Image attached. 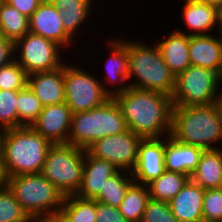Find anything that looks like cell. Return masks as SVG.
<instances>
[{
    "instance_id": "obj_1",
    "label": "cell",
    "mask_w": 222,
    "mask_h": 222,
    "mask_svg": "<svg viewBox=\"0 0 222 222\" xmlns=\"http://www.w3.org/2000/svg\"><path fill=\"white\" fill-rule=\"evenodd\" d=\"M114 99L122 110L127 128L135 134L142 138L170 135L173 108L171 96L128 87Z\"/></svg>"
},
{
    "instance_id": "obj_2",
    "label": "cell",
    "mask_w": 222,
    "mask_h": 222,
    "mask_svg": "<svg viewBox=\"0 0 222 222\" xmlns=\"http://www.w3.org/2000/svg\"><path fill=\"white\" fill-rule=\"evenodd\" d=\"M125 38L119 39L127 46L128 86L171 96L176 76L166 65L157 45Z\"/></svg>"
},
{
    "instance_id": "obj_3",
    "label": "cell",
    "mask_w": 222,
    "mask_h": 222,
    "mask_svg": "<svg viewBox=\"0 0 222 222\" xmlns=\"http://www.w3.org/2000/svg\"><path fill=\"white\" fill-rule=\"evenodd\" d=\"M175 141L204 150L222 145V114L216 104L173 107L170 135Z\"/></svg>"
},
{
    "instance_id": "obj_4",
    "label": "cell",
    "mask_w": 222,
    "mask_h": 222,
    "mask_svg": "<svg viewBox=\"0 0 222 222\" xmlns=\"http://www.w3.org/2000/svg\"><path fill=\"white\" fill-rule=\"evenodd\" d=\"M51 145L31 126L6 129L1 156L7 176L41 172Z\"/></svg>"
},
{
    "instance_id": "obj_5",
    "label": "cell",
    "mask_w": 222,
    "mask_h": 222,
    "mask_svg": "<svg viewBox=\"0 0 222 222\" xmlns=\"http://www.w3.org/2000/svg\"><path fill=\"white\" fill-rule=\"evenodd\" d=\"M8 189L33 222H54L64 195L40 172L8 177Z\"/></svg>"
},
{
    "instance_id": "obj_6",
    "label": "cell",
    "mask_w": 222,
    "mask_h": 222,
    "mask_svg": "<svg viewBox=\"0 0 222 222\" xmlns=\"http://www.w3.org/2000/svg\"><path fill=\"white\" fill-rule=\"evenodd\" d=\"M127 129L119 104L110 98L98 108L72 114L68 144L86 150L96 140Z\"/></svg>"
},
{
    "instance_id": "obj_7",
    "label": "cell",
    "mask_w": 222,
    "mask_h": 222,
    "mask_svg": "<svg viewBox=\"0 0 222 222\" xmlns=\"http://www.w3.org/2000/svg\"><path fill=\"white\" fill-rule=\"evenodd\" d=\"M85 149L72 144H52L41 174L64 196L76 195L82 184Z\"/></svg>"
},
{
    "instance_id": "obj_8",
    "label": "cell",
    "mask_w": 222,
    "mask_h": 222,
    "mask_svg": "<svg viewBox=\"0 0 222 222\" xmlns=\"http://www.w3.org/2000/svg\"><path fill=\"white\" fill-rule=\"evenodd\" d=\"M220 75L211 69L189 66L178 73L171 95L173 107L207 106L216 103Z\"/></svg>"
},
{
    "instance_id": "obj_9",
    "label": "cell",
    "mask_w": 222,
    "mask_h": 222,
    "mask_svg": "<svg viewBox=\"0 0 222 222\" xmlns=\"http://www.w3.org/2000/svg\"><path fill=\"white\" fill-rule=\"evenodd\" d=\"M67 60L64 62L65 103L72 113L85 112L105 104L110 96L98 77Z\"/></svg>"
},
{
    "instance_id": "obj_10",
    "label": "cell",
    "mask_w": 222,
    "mask_h": 222,
    "mask_svg": "<svg viewBox=\"0 0 222 222\" xmlns=\"http://www.w3.org/2000/svg\"><path fill=\"white\" fill-rule=\"evenodd\" d=\"M64 53L55 42L30 31L14 43V60L28 75L61 67Z\"/></svg>"
},
{
    "instance_id": "obj_11",
    "label": "cell",
    "mask_w": 222,
    "mask_h": 222,
    "mask_svg": "<svg viewBox=\"0 0 222 222\" xmlns=\"http://www.w3.org/2000/svg\"><path fill=\"white\" fill-rule=\"evenodd\" d=\"M142 137L127 129L93 142L86 151L98 159L113 163L119 170L132 172L138 158V146Z\"/></svg>"
},
{
    "instance_id": "obj_12",
    "label": "cell",
    "mask_w": 222,
    "mask_h": 222,
    "mask_svg": "<svg viewBox=\"0 0 222 222\" xmlns=\"http://www.w3.org/2000/svg\"><path fill=\"white\" fill-rule=\"evenodd\" d=\"M116 37L119 36L106 38L107 42L105 41V46L110 50L107 52L108 54L110 52V54L106 57L105 65L103 66L105 68V76L102 74V79L105 81L100 80L104 91L110 96V98H114L129 87L127 46Z\"/></svg>"
},
{
    "instance_id": "obj_13",
    "label": "cell",
    "mask_w": 222,
    "mask_h": 222,
    "mask_svg": "<svg viewBox=\"0 0 222 222\" xmlns=\"http://www.w3.org/2000/svg\"><path fill=\"white\" fill-rule=\"evenodd\" d=\"M29 31L55 42L65 52L70 48L72 50L77 44L64 30L60 11L51 1L43 0L30 16Z\"/></svg>"
},
{
    "instance_id": "obj_14",
    "label": "cell",
    "mask_w": 222,
    "mask_h": 222,
    "mask_svg": "<svg viewBox=\"0 0 222 222\" xmlns=\"http://www.w3.org/2000/svg\"><path fill=\"white\" fill-rule=\"evenodd\" d=\"M164 151L165 137L142 138L137 163L132 171L135 183L147 185L164 173Z\"/></svg>"
},
{
    "instance_id": "obj_15",
    "label": "cell",
    "mask_w": 222,
    "mask_h": 222,
    "mask_svg": "<svg viewBox=\"0 0 222 222\" xmlns=\"http://www.w3.org/2000/svg\"><path fill=\"white\" fill-rule=\"evenodd\" d=\"M72 114L65 102L43 106L31 127L51 144L68 143Z\"/></svg>"
},
{
    "instance_id": "obj_16",
    "label": "cell",
    "mask_w": 222,
    "mask_h": 222,
    "mask_svg": "<svg viewBox=\"0 0 222 222\" xmlns=\"http://www.w3.org/2000/svg\"><path fill=\"white\" fill-rule=\"evenodd\" d=\"M184 3L182 8L181 17L184 20L182 28L175 29L179 32L191 35H208L213 31L219 32V17L218 8L210 4L201 3L196 0H181ZM189 29V32H188ZM187 32V33H186Z\"/></svg>"
},
{
    "instance_id": "obj_17",
    "label": "cell",
    "mask_w": 222,
    "mask_h": 222,
    "mask_svg": "<svg viewBox=\"0 0 222 222\" xmlns=\"http://www.w3.org/2000/svg\"><path fill=\"white\" fill-rule=\"evenodd\" d=\"M218 35V36H217ZM191 66H200L222 73V39L220 34L189 36Z\"/></svg>"
},
{
    "instance_id": "obj_18",
    "label": "cell",
    "mask_w": 222,
    "mask_h": 222,
    "mask_svg": "<svg viewBox=\"0 0 222 222\" xmlns=\"http://www.w3.org/2000/svg\"><path fill=\"white\" fill-rule=\"evenodd\" d=\"M119 169L111 162L91 156L85 150L82 184L76 195L84 199H95L106 180L116 174Z\"/></svg>"
},
{
    "instance_id": "obj_19",
    "label": "cell",
    "mask_w": 222,
    "mask_h": 222,
    "mask_svg": "<svg viewBox=\"0 0 222 222\" xmlns=\"http://www.w3.org/2000/svg\"><path fill=\"white\" fill-rule=\"evenodd\" d=\"M27 85L43 106L64 103V63L55 70L28 75Z\"/></svg>"
},
{
    "instance_id": "obj_20",
    "label": "cell",
    "mask_w": 222,
    "mask_h": 222,
    "mask_svg": "<svg viewBox=\"0 0 222 222\" xmlns=\"http://www.w3.org/2000/svg\"><path fill=\"white\" fill-rule=\"evenodd\" d=\"M204 149L165 137L164 165L166 171L191 176Z\"/></svg>"
},
{
    "instance_id": "obj_21",
    "label": "cell",
    "mask_w": 222,
    "mask_h": 222,
    "mask_svg": "<svg viewBox=\"0 0 222 222\" xmlns=\"http://www.w3.org/2000/svg\"><path fill=\"white\" fill-rule=\"evenodd\" d=\"M204 192L191 179L168 204L178 222H198L203 220L202 204Z\"/></svg>"
},
{
    "instance_id": "obj_22",
    "label": "cell",
    "mask_w": 222,
    "mask_h": 222,
    "mask_svg": "<svg viewBox=\"0 0 222 222\" xmlns=\"http://www.w3.org/2000/svg\"><path fill=\"white\" fill-rule=\"evenodd\" d=\"M172 32V33H171ZM155 43L166 65L175 76L191 66L189 57V35L177 30L171 31Z\"/></svg>"
},
{
    "instance_id": "obj_23",
    "label": "cell",
    "mask_w": 222,
    "mask_h": 222,
    "mask_svg": "<svg viewBox=\"0 0 222 222\" xmlns=\"http://www.w3.org/2000/svg\"><path fill=\"white\" fill-rule=\"evenodd\" d=\"M51 3L60 11L62 23L66 33L75 41V38L82 35L80 31L83 25L89 24L92 19L91 11L94 0H50ZM95 3V4H94ZM91 16V17H90ZM80 33V34H79ZM77 35V36H76ZM76 36V37H75Z\"/></svg>"
},
{
    "instance_id": "obj_24",
    "label": "cell",
    "mask_w": 222,
    "mask_h": 222,
    "mask_svg": "<svg viewBox=\"0 0 222 222\" xmlns=\"http://www.w3.org/2000/svg\"><path fill=\"white\" fill-rule=\"evenodd\" d=\"M222 177V148L204 150L190 179L203 189L219 188Z\"/></svg>"
},
{
    "instance_id": "obj_25",
    "label": "cell",
    "mask_w": 222,
    "mask_h": 222,
    "mask_svg": "<svg viewBox=\"0 0 222 222\" xmlns=\"http://www.w3.org/2000/svg\"><path fill=\"white\" fill-rule=\"evenodd\" d=\"M96 201L77 195L64 196L61 211L54 222H97Z\"/></svg>"
},
{
    "instance_id": "obj_26",
    "label": "cell",
    "mask_w": 222,
    "mask_h": 222,
    "mask_svg": "<svg viewBox=\"0 0 222 222\" xmlns=\"http://www.w3.org/2000/svg\"><path fill=\"white\" fill-rule=\"evenodd\" d=\"M29 32V18L15 7L0 0V34L15 43Z\"/></svg>"
},
{
    "instance_id": "obj_27",
    "label": "cell",
    "mask_w": 222,
    "mask_h": 222,
    "mask_svg": "<svg viewBox=\"0 0 222 222\" xmlns=\"http://www.w3.org/2000/svg\"><path fill=\"white\" fill-rule=\"evenodd\" d=\"M190 179L186 174L164 171L157 179L147 184L150 199L169 202Z\"/></svg>"
},
{
    "instance_id": "obj_28",
    "label": "cell",
    "mask_w": 222,
    "mask_h": 222,
    "mask_svg": "<svg viewBox=\"0 0 222 222\" xmlns=\"http://www.w3.org/2000/svg\"><path fill=\"white\" fill-rule=\"evenodd\" d=\"M150 200L147 185L133 183L118 207L128 222H141L144 210Z\"/></svg>"
},
{
    "instance_id": "obj_29",
    "label": "cell",
    "mask_w": 222,
    "mask_h": 222,
    "mask_svg": "<svg viewBox=\"0 0 222 222\" xmlns=\"http://www.w3.org/2000/svg\"><path fill=\"white\" fill-rule=\"evenodd\" d=\"M134 183L132 172L119 170L116 174L106 180L103 189L94 199L104 204L119 207L128 188Z\"/></svg>"
},
{
    "instance_id": "obj_30",
    "label": "cell",
    "mask_w": 222,
    "mask_h": 222,
    "mask_svg": "<svg viewBox=\"0 0 222 222\" xmlns=\"http://www.w3.org/2000/svg\"><path fill=\"white\" fill-rule=\"evenodd\" d=\"M42 109L43 105L28 85L19 90L16 105L18 127L31 126L38 119Z\"/></svg>"
},
{
    "instance_id": "obj_31",
    "label": "cell",
    "mask_w": 222,
    "mask_h": 222,
    "mask_svg": "<svg viewBox=\"0 0 222 222\" xmlns=\"http://www.w3.org/2000/svg\"><path fill=\"white\" fill-rule=\"evenodd\" d=\"M0 222H33L8 187L0 190Z\"/></svg>"
},
{
    "instance_id": "obj_32",
    "label": "cell",
    "mask_w": 222,
    "mask_h": 222,
    "mask_svg": "<svg viewBox=\"0 0 222 222\" xmlns=\"http://www.w3.org/2000/svg\"><path fill=\"white\" fill-rule=\"evenodd\" d=\"M28 84V74L15 61L0 68V90H22Z\"/></svg>"
},
{
    "instance_id": "obj_33",
    "label": "cell",
    "mask_w": 222,
    "mask_h": 222,
    "mask_svg": "<svg viewBox=\"0 0 222 222\" xmlns=\"http://www.w3.org/2000/svg\"><path fill=\"white\" fill-rule=\"evenodd\" d=\"M18 93L19 90H0V127L4 130L18 127Z\"/></svg>"
},
{
    "instance_id": "obj_34",
    "label": "cell",
    "mask_w": 222,
    "mask_h": 222,
    "mask_svg": "<svg viewBox=\"0 0 222 222\" xmlns=\"http://www.w3.org/2000/svg\"><path fill=\"white\" fill-rule=\"evenodd\" d=\"M203 220L220 222L222 220V189H205L202 204Z\"/></svg>"
},
{
    "instance_id": "obj_35",
    "label": "cell",
    "mask_w": 222,
    "mask_h": 222,
    "mask_svg": "<svg viewBox=\"0 0 222 222\" xmlns=\"http://www.w3.org/2000/svg\"><path fill=\"white\" fill-rule=\"evenodd\" d=\"M141 222H178L168 202L150 199Z\"/></svg>"
},
{
    "instance_id": "obj_36",
    "label": "cell",
    "mask_w": 222,
    "mask_h": 222,
    "mask_svg": "<svg viewBox=\"0 0 222 222\" xmlns=\"http://www.w3.org/2000/svg\"><path fill=\"white\" fill-rule=\"evenodd\" d=\"M96 221L97 222H128L120 213L118 207L110 206L96 201Z\"/></svg>"
},
{
    "instance_id": "obj_37",
    "label": "cell",
    "mask_w": 222,
    "mask_h": 222,
    "mask_svg": "<svg viewBox=\"0 0 222 222\" xmlns=\"http://www.w3.org/2000/svg\"><path fill=\"white\" fill-rule=\"evenodd\" d=\"M7 4L15 7L24 16L30 18L43 0H3Z\"/></svg>"
},
{
    "instance_id": "obj_38",
    "label": "cell",
    "mask_w": 222,
    "mask_h": 222,
    "mask_svg": "<svg viewBox=\"0 0 222 222\" xmlns=\"http://www.w3.org/2000/svg\"><path fill=\"white\" fill-rule=\"evenodd\" d=\"M14 60V43L0 34V68Z\"/></svg>"
},
{
    "instance_id": "obj_39",
    "label": "cell",
    "mask_w": 222,
    "mask_h": 222,
    "mask_svg": "<svg viewBox=\"0 0 222 222\" xmlns=\"http://www.w3.org/2000/svg\"><path fill=\"white\" fill-rule=\"evenodd\" d=\"M8 176L3 165L2 156H0V190L7 188Z\"/></svg>"
},
{
    "instance_id": "obj_40",
    "label": "cell",
    "mask_w": 222,
    "mask_h": 222,
    "mask_svg": "<svg viewBox=\"0 0 222 222\" xmlns=\"http://www.w3.org/2000/svg\"><path fill=\"white\" fill-rule=\"evenodd\" d=\"M216 106L219 110V112L222 114V82L219 84V88L217 90V96H216Z\"/></svg>"
},
{
    "instance_id": "obj_41",
    "label": "cell",
    "mask_w": 222,
    "mask_h": 222,
    "mask_svg": "<svg viewBox=\"0 0 222 222\" xmlns=\"http://www.w3.org/2000/svg\"><path fill=\"white\" fill-rule=\"evenodd\" d=\"M201 3L210 4L217 7L218 9L222 6V0H196Z\"/></svg>"
},
{
    "instance_id": "obj_42",
    "label": "cell",
    "mask_w": 222,
    "mask_h": 222,
    "mask_svg": "<svg viewBox=\"0 0 222 222\" xmlns=\"http://www.w3.org/2000/svg\"><path fill=\"white\" fill-rule=\"evenodd\" d=\"M4 129L0 127V156L2 153V139H3V134H4Z\"/></svg>"
},
{
    "instance_id": "obj_43",
    "label": "cell",
    "mask_w": 222,
    "mask_h": 222,
    "mask_svg": "<svg viewBox=\"0 0 222 222\" xmlns=\"http://www.w3.org/2000/svg\"><path fill=\"white\" fill-rule=\"evenodd\" d=\"M219 26H222V6L218 9Z\"/></svg>"
},
{
    "instance_id": "obj_44",
    "label": "cell",
    "mask_w": 222,
    "mask_h": 222,
    "mask_svg": "<svg viewBox=\"0 0 222 222\" xmlns=\"http://www.w3.org/2000/svg\"><path fill=\"white\" fill-rule=\"evenodd\" d=\"M218 33L220 34V37L222 39V26H219V32Z\"/></svg>"
},
{
    "instance_id": "obj_45",
    "label": "cell",
    "mask_w": 222,
    "mask_h": 222,
    "mask_svg": "<svg viewBox=\"0 0 222 222\" xmlns=\"http://www.w3.org/2000/svg\"><path fill=\"white\" fill-rule=\"evenodd\" d=\"M219 188L222 189V177H221V182H220Z\"/></svg>"
},
{
    "instance_id": "obj_46",
    "label": "cell",
    "mask_w": 222,
    "mask_h": 222,
    "mask_svg": "<svg viewBox=\"0 0 222 222\" xmlns=\"http://www.w3.org/2000/svg\"><path fill=\"white\" fill-rule=\"evenodd\" d=\"M220 82H222V73H221V75H220Z\"/></svg>"
},
{
    "instance_id": "obj_47",
    "label": "cell",
    "mask_w": 222,
    "mask_h": 222,
    "mask_svg": "<svg viewBox=\"0 0 222 222\" xmlns=\"http://www.w3.org/2000/svg\"><path fill=\"white\" fill-rule=\"evenodd\" d=\"M198 222H208L207 220H201V221H198Z\"/></svg>"
}]
</instances>
